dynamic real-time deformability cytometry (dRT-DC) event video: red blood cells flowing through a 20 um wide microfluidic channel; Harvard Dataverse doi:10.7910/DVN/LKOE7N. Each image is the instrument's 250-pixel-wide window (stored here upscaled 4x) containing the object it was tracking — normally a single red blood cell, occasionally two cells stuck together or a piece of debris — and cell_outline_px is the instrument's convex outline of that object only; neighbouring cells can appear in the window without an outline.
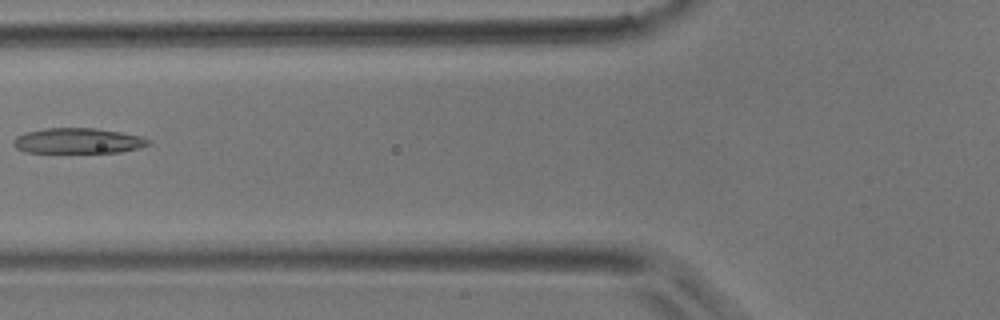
{"species": "common noctule bat (a hibernating species)", "species_latin": "Nyctalus noctula", "temperature_condition": "room temperature", "stored_images_in_passage": 6, "camera_frame_rate_fps": 3000, "um_per_image_px": 0.085, "animal": {"sex": "male", "body_mass_g": 17.9}, "frame": {"image": 1, "passage_image": 6, "time_ms": 1.667, "image_size_px": [1000, 320], "cell_outline_px": [[152, 140], [148, 144], [140, 148], [120, 152], [24, 152], [16, 148], [12, 144], [12, 140], [16, 136], [24, 132], [44, 128], [96, 128], [120, 132], [140, 136]], "centroid_in_image_um": [6.59, 11.96], "position_along_channel_um": 119.2, "area_um2": 20.06}}